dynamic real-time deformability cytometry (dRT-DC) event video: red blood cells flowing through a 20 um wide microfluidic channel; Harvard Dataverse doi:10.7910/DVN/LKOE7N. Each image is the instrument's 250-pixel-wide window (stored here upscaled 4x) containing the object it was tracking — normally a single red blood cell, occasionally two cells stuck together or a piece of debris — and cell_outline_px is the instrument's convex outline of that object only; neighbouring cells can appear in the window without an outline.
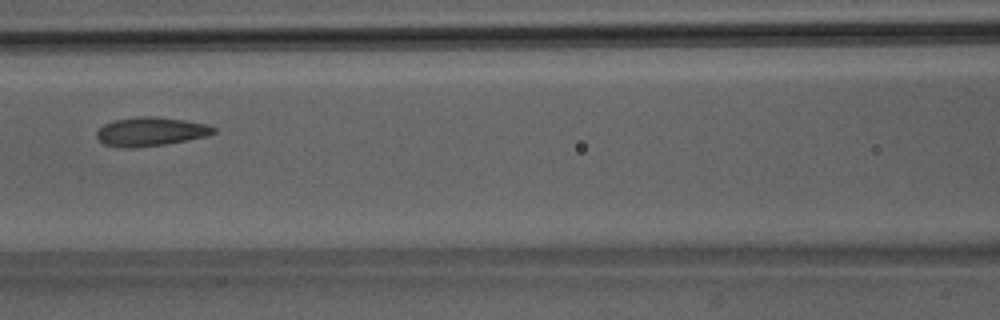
{"species": "Egyptian fruit bat (a non-hibernating species)", "species_latin": "Rousettus aegyptiacus", "temperature_condition": "room temperature", "stored_images_in_passage": 6, "camera_frame_rate_fps": 3000, "um_per_image_px": 0.085, "animal": {"sex": "male"}, "frame": {"image": 1, "passage_image": 6, "time_ms": 5.667, "image_size_px": [1000, 320], "cell_outline_px": [[216, 132], [204, 136], [188, 140], [164, 144], [132, 148], [124, 148], [104, 144], [96, 136], [96, 132], [104, 124], [112, 120], [136, 116], [156, 116], [184, 120], [204, 124], [216, 128]], "centroid_in_image_um": [12.76, 11.17], "position_along_channel_um": 153.8, "area_um2": 19.59}}